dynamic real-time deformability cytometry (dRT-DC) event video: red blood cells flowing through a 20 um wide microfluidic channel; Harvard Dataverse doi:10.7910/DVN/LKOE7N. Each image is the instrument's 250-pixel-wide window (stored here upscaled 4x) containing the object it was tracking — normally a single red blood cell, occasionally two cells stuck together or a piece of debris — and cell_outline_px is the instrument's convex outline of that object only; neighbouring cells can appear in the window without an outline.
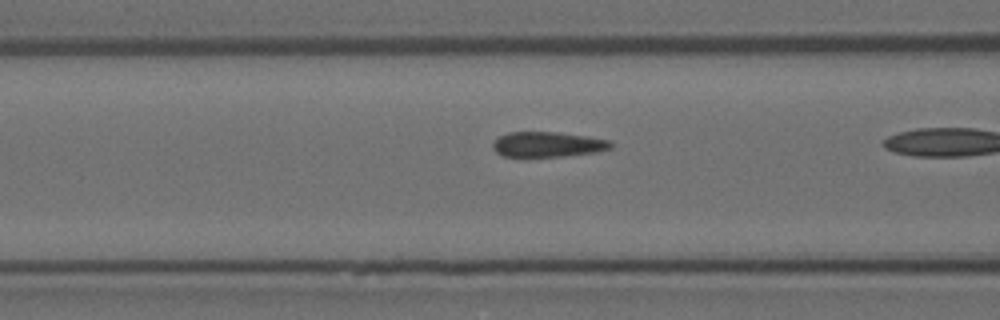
{"species": "Egyptian fruit bat (a non-hibernating species)", "species_latin": "Rousettus aegyptiacus", "temperature_condition": "room temperature", "stored_images_in_passage": 28, "camera_frame_rate_fps": 3000, "um_per_image_px": 0.085, "animal": {"sex": "female"}, "frame": {"image": 1, "passage_image": 19, "time_ms": 6.0, "image_size_px": [1000, 320], "cell_outline_px": [[612, 148], [596, 152], [564, 156], [504, 156], [496, 152], [492, 148], [492, 144], [500, 136], [508, 132], [556, 132], [588, 136], [612, 140]], "centroid_in_image_um": [46.59, 12.27], "position_along_channel_um": 120.0, "area_um2": 17.28}}
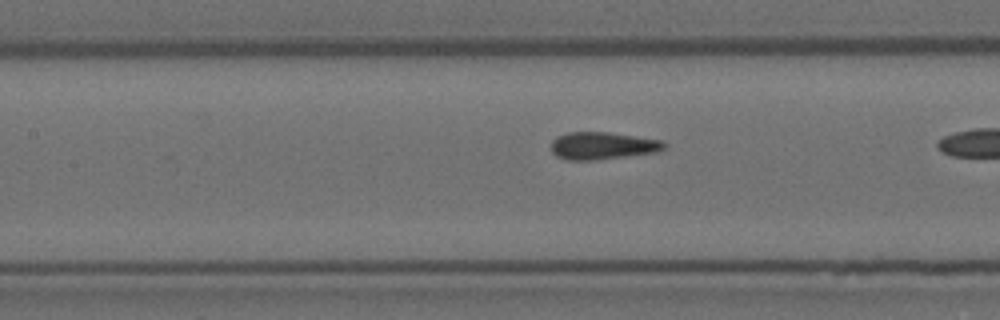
{"frame": {"image": 2, "passage_image": 22, "time_ms": 7.0, "image_size_px": [1000, 320], "cell_outline_px": [[668, 144], [664, 148], [656, 152], [592, 160], [568, 160], [556, 156], [552, 152], [552, 140], [556, 136], [568, 132], [608, 132], [664, 140]], "centroid_in_image_um": [51.22, 12.37], "position_along_channel_um": 156.2, "area_um2": 18.03}}